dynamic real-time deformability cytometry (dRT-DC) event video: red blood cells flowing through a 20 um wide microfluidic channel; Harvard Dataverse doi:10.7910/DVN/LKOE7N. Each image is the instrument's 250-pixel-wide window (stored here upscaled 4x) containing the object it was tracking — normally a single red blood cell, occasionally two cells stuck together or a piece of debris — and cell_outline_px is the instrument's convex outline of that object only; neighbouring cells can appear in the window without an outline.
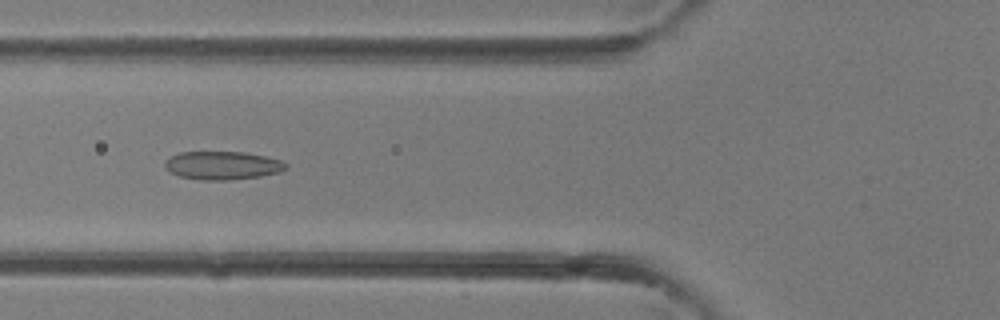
{"species": "common noctule bat (a hibernating species)", "species_latin": "Nyctalus noctula", "temperature_condition": "room temperature", "stored_images_in_passage": 39, "camera_frame_rate_fps": 3000, "um_per_image_px": 0.085, "animal": {"sex": "female"}, "frame": {"image": 1, "passage_image": 15, "time_ms": 4.667, "image_size_px": [1000, 320], "cell_outline_px": [[288, 168], [280, 172], [260, 176], [228, 180], [200, 180], [180, 176], [164, 168], [164, 160], [180, 152], [244, 152], [264, 156], [280, 160], [288, 164]], "centroid_in_image_um": [18.91, 14.06], "position_along_channel_um": 106.9, "area_um2": 19.94}}
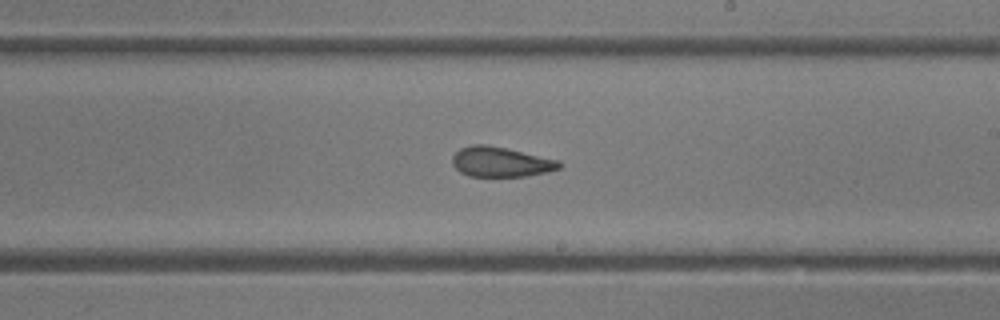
{"frame": {"image": 2, "passage_image": 23, "time_ms": 7.333, "image_size_px": [1000, 320], "cell_outline_px": [[564, 164], [560, 168], [548, 172], [528, 176], [468, 176], [460, 172], [452, 164], [452, 156], [460, 148], [472, 144], [488, 144], [560, 160]], "centroid_in_image_um": [42.58, 13.76], "position_along_channel_um": 246.4, "area_um2": 18.9}}
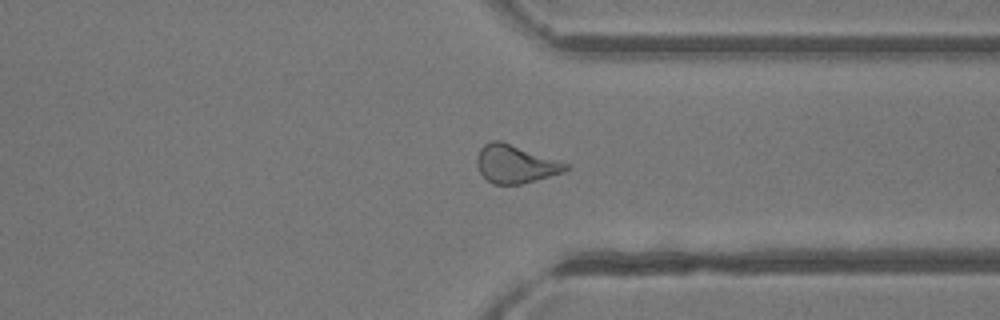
{"frame": {"image": 3, "passage_image": 30, "time_ms": 9.667, "image_size_px": [1000, 320], "cell_outline_px": [[568, 168], [564, 172], [536, 180], [520, 184], [492, 184], [480, 172], [476, 164], [476, 156], [480, 148], [484, 144], [492, 140], [500, 140], [568, 164]], "centroid_in_image_um": [43.76, 13.94], "position_along_channel_um": 367.6, "area_um2": 19.48}}